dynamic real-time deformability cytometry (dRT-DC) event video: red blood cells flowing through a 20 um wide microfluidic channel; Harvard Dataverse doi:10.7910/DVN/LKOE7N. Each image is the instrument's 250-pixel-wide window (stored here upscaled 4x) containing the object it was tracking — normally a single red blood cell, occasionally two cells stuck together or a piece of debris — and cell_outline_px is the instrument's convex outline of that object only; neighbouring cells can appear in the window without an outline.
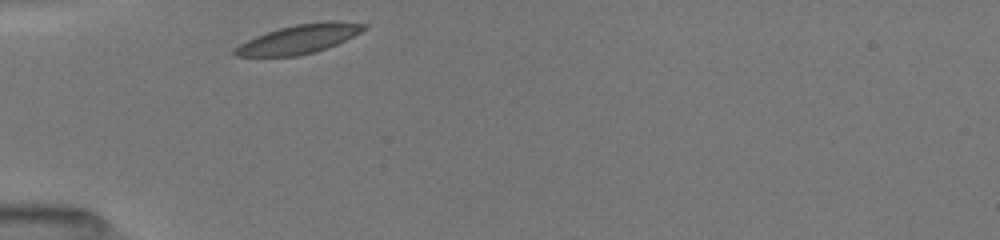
{"species": "common noctule bat (a hibernating species)", "species_latin": "Nyctalus noctula", "temperature_condition": "room temperature", "stored_images_in_passage": 8, "camera_frame_rate_fps": 3000, "um_per_image_px": 0.085, "animal": {"sex": "female", "body_mass_g": 19.5, "forearm_length_mm": 54.1}, "frame": {"image": 1, "passage_image": 1, "time_ms": 0.0, "image_size_px": [1000, 240], "cell_outline_px": [[368, 28], [328, 48], [316, 52], [296, 56], [236, 56], [232, 52], [232, 48], [256, 36], [280, 28], [296, 24], [324, 20], [336, 20], [368, 24]], "centroid_in_image_um": [25.45, 3.31], "position_along_channel_um": 59.5, "area_um2": 21.85}}
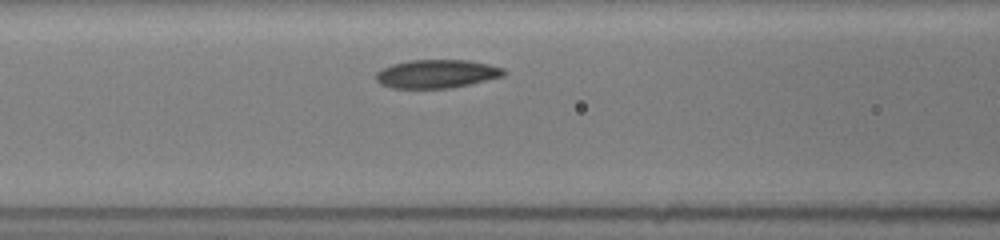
{"frame": {"image": 2, "passage_image": 5, "time_ms": 2.0, "image_size_px": [1000, 240], "cell_outline_px": [[508, 72], [504, 76], [452, 88], [392, 88], [380, 84], [376, 80], [376, 72], [392, 64], [408, 60], [472, 60], [504, 68]], "centroid_in_image_um": [37.15, 6.27], "position_along_channel_um": 129.5, "area_um2": 21.33}}
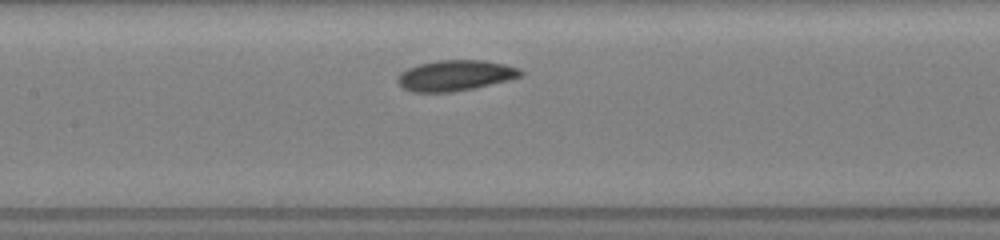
{"frame": {"image": 3, "passage_image": 7, "time_ms": 3.0, "image_size_px": [1000, 240], "cell_outline_px": [[524, 76], [508, 80], [472, 88], [452, 92], [412, 92], [404, 88], [396, 80], [396, 76], [400, 72], [408, 68], [420, 64], [436, 60], [484, 60], [504, 64], [520, 68], [524, 72]], "centroid_in_image_um": [38.7, 6.41], "position_along_channel_um": 168.7, "area_um2": 22.02}}